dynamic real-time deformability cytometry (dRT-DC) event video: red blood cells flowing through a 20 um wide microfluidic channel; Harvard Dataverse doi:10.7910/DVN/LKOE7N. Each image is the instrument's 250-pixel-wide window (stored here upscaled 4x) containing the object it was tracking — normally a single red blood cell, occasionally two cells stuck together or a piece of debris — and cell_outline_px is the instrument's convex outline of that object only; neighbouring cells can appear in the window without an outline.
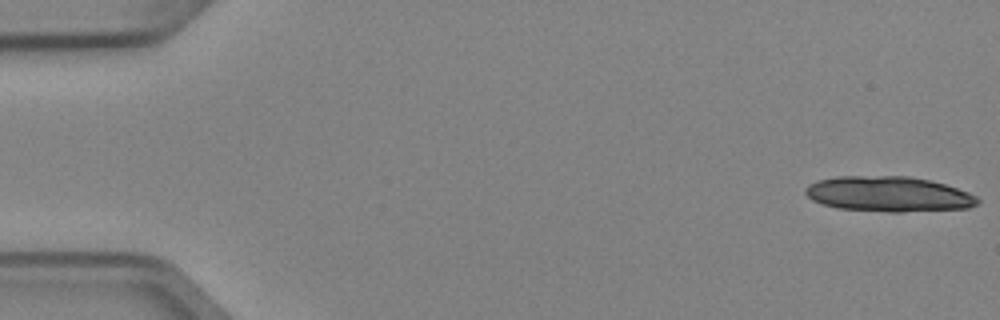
{"species": "Egyptian fruit bat (a non-hibernating species)", "species_latin": "Rousettus aegyptiacus", "temperature_condition": "cold", "stored_images_in_passage": 5, "camera_frame_rate_fps": 3000, "um_per_image_px": 0.085, "animal": {"sex": "female"}, "frame": {"image": 1, "passage_image": 1, "time_ms": 0.0, "image_size_px": [1000, 320], "cell_outline_px": [[980, 200], [976, 204], [968, 208], [900, 212], [888, 212], [840, 208], [824, 204], [812, 200], [804, 192], [804, 188], [808, 184], [816, 180], [836, 176], [908, 176], [928, 180], [944, 184], [968, 192], [976, 196]], "centroid_in_image_um": [75.49, 16.49], "position_along_channel_um": 9.5, "area_um2": 35.32}}